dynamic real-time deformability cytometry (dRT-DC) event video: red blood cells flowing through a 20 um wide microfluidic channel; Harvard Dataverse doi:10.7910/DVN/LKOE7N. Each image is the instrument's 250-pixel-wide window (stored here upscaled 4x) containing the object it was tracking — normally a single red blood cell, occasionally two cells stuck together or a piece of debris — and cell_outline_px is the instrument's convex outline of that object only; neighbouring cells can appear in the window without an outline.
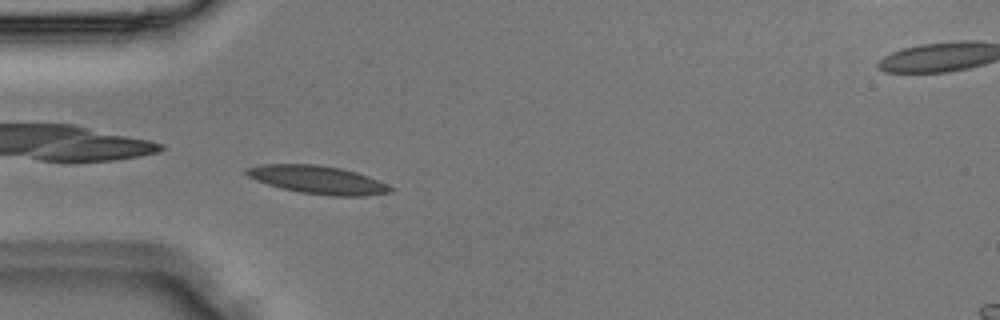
{"species": "Egyptian fruit bat (a non-hibernating species)", "species_latin": "Rousettus aegyptiacus", "temperature_condition": "room temperature", "stored_images_in_passage": 5, "camera_frame_rate_fps": 3000, "um_per_image_px": 0.085, "animal": {"sex": "male"}, "frame": {"image": 1, "passage_image": 4, "time_ms": 1.0, "image_size_px": [1000, 320], "cell_outline_px": [[392, 192], [364, 196], [332, 196], [300, 192], [268, 184], [256, 180], [248, 176], [244, 172], [244, 168], [260, 164], [316, 164], [340, 168], [356, 172], [368, 176], [388, 184], [392, 188]], "centroid_in_image_um": [27.0, 15.27], "position_along_channel_um": 58.0, "area_um2": 23.52}}